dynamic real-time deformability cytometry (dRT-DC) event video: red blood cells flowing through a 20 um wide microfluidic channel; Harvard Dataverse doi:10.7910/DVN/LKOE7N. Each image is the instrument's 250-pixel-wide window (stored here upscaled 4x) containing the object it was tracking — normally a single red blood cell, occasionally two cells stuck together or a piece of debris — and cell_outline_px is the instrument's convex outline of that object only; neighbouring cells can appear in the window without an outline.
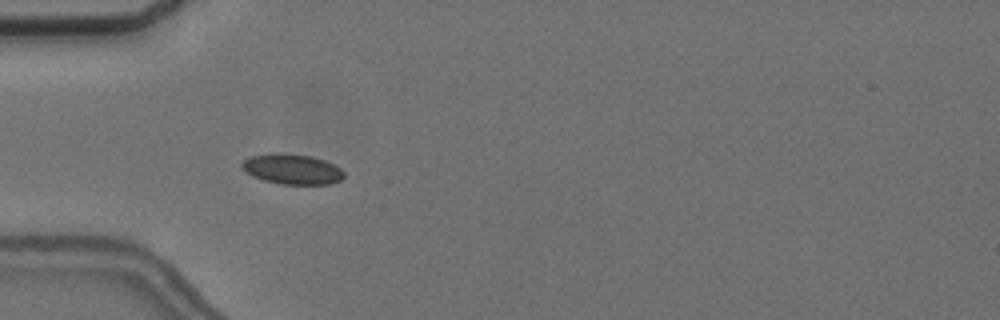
{"species": "common noctule bat (a hibernating species)", "species_latin": "Nyctalus noctula", "temperature_condition": "cold", "stored_images_in_passage": 40, "camera_frame_rate_fps": 3000, "um_per_image_px": 0.085, "animal": {"sex": "female", "body_mass_g": 24.6, "forearm_length_mm": 56.2}, "frame": {"image": 1, "passage_image": 1, "time_ms": 0.0, "image_size_px": [1000, 320], "cell_outline_px": [[344, 176], [340, 180], [332, 184], [280, 184], [264, 180], [252, 176], [240, 168], [240, 164], [244, 160], [252, 156], [272, 152], [280, 152], [312, 156], [324, 160], [340, 168], [344, 172]], "centroid_in_image_um": [24.8, 14.37], "position_along_channel_um": 60.2, "area_um2": 18.15}}
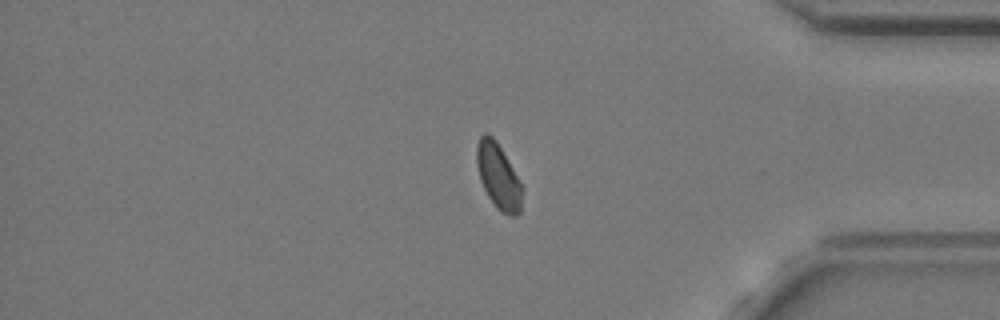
{"frame": {"image": 2, "passage_image": 31, "time_ms": 10.0, "image_size_px": [1000, 320], "cell_outline_px": [[524, 188], [520, 212], [516, 216], [508, 216], [496, 208], [488, 196], [480, 180], [476, 164], [476, 144], [480, 136], [484, 132], [488, 132], [496, 140]], "centroid_in_image_um": [42.36, 14.98], "position_along_channel_um": 392.8, "area_um2": 17.57}}
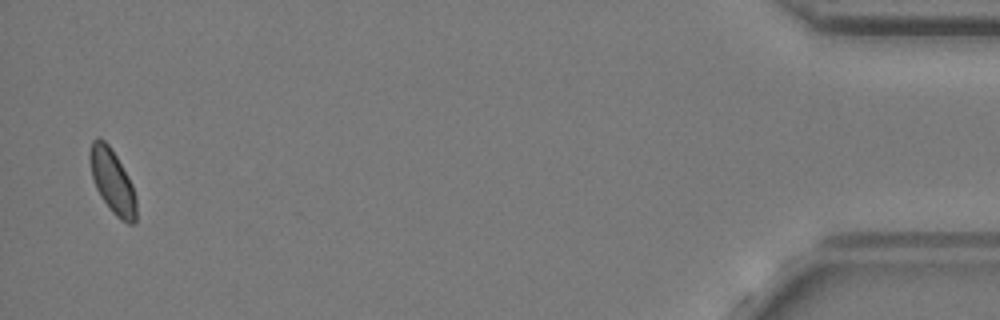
{"frame": {"image": 3, "passage_image": 39, "time_ms": 12.667, "image_size_px": [1000, 320], "cell_outline_px": [[136, 224], [128, 224], [120, 220], [112, 212], [100, 196], [96, 188], [92, 176], [88, 160], [88, 152], [92, 140], [96, 136], [100, 136], [108, 144], [116, 156], [128, 176], [132, 184], [136, 196]], "centroid_in_image_um": [9.54, 15.4], "position_along_channel_um": 425.7, "area_um2": 17.63}, "authors_computed_cell_mechanics": {"area_um2": 17.4556, "velocity_mm_per_s": 3.6011, "shape_relaxation_time_tau1_ms": 2.6592, "shape_relaxation_time_tau2_ms": 4.3674, "deformation_change_tau1": 0.0409, "deformation_change_tau2": 0.0615}}